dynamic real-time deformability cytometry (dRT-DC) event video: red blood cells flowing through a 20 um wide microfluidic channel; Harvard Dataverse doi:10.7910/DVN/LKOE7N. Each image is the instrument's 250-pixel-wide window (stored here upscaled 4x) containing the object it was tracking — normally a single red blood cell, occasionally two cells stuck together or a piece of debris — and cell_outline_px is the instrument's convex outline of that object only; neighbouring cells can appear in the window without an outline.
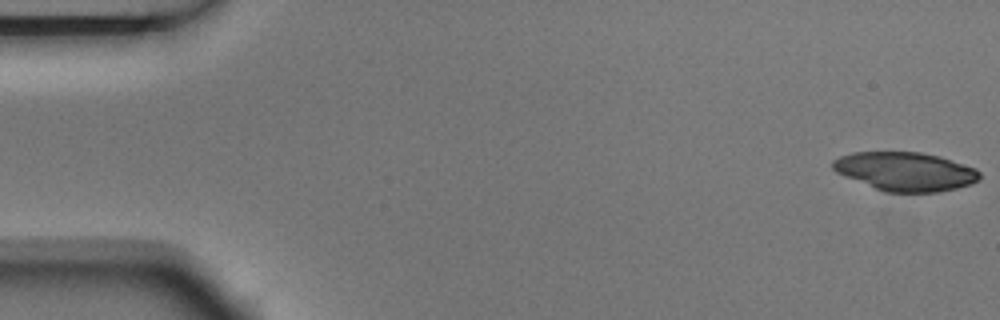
{"species": "Egyptian fruit bat (a non-hibernating species)", "species_latin": "Rousettus aegyptiacus", "temperature_condition": "room temperature", "stored_images_in_passage": 6, "segment_of_instrument_passage": [1, 2], "camera_frame_rate_fps": 3000, "um_per_image_px": 0.085, "animal": {"sex": "male"}, "frame": {"image": 1, "passage_image": 1, "time_ms": 0.0, "image_size_px": [1000, 320], "cell_outline_px": [[980, 180], [972, 184], [956, 188], [936, 192], [884, 192], [836, 172], [832, 168], [832, 160], [840, 156], [852, 152], [920, 152], [940, 156], [976, 168], [980, 172]], "centroid_in_image_um": [76.97, 14.57], "position_along_channel_um": 8.0, "area_um2": 33.18}}